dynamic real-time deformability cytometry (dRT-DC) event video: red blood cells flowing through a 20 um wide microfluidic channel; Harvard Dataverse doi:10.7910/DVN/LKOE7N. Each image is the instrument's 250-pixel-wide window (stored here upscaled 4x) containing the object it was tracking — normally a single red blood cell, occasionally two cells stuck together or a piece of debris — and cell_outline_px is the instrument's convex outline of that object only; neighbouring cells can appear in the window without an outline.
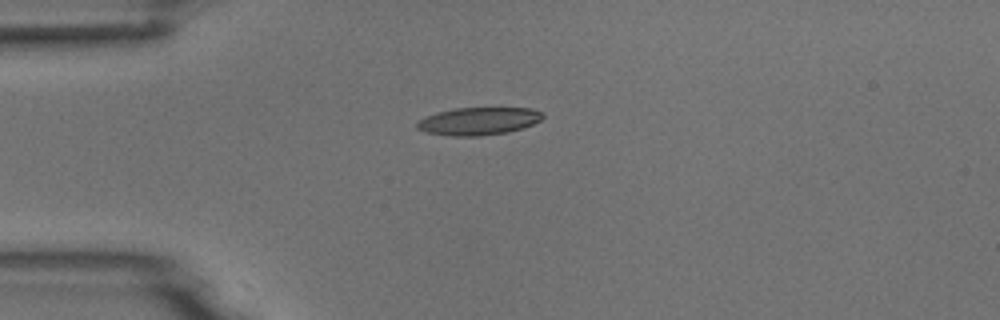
{"species": "common noctule bat (a hibernating species)", "species_latin": "Nyctalus noctula", "temperature_condition": "room temperature", "stored_images_in_passage": 3, "camera_frame_rate_fps": 3000, "um_per_image_px": 0.085, "animal": {"sex": "male", "body_mass_g": 18.8}, "frame": {"image": 1, "passage_image": 1, "time_ms": 0.0, "image_size_px": [1000, 320], "cell_outline_px": [[544, 116], [540, 120], [524, 128], [508, 132], [480, 136], [452, 136], [424, 132], [416, 128], [416, 124], [424, 116], [436, 112], [456, 108], [532, 108], [544, 112]], "centroid_in_image_um": [40.67, 10.3], "position_along_channel_um": 44.3, "area_um2": 20.46}}